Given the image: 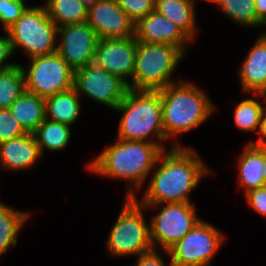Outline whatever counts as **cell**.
<instances>
[{
    "instance_id": "cell-14",
    "label": "cell",
    "mask_w": 266,
    "mask_h": 266,
    "mask_svg": "<svg viewBox=\"0 0 266 266\" xmlns=\"http://www.w3.org/2000/svg\"><path fill=\"white\" fill-rule=\"evenodd\" d=\"M86 22L98 39L135 36V23L118 6L116 0H98L88 9Z\"/></svg>"
},
{
    "instance_id": "cell-23",
    "label": "cell",
    "mask_w": 266,
    "mask_h": 266,
    "mask_svg": "<svg viewBox=\"0 0 266 266\" xmlns=\"http://www.w3.org/2000/svg\"><path fill=\"white\" fill-rule=\"evenodd\" d=\"M71 126L64 123L45 119L33 133L40 152L43 156L45 150L55 152L63 150L69 145L71 139Z\"/></svg>"
},
{
    "instance_id": "cell-1",
    "label": "cell",
    "mask_w": 266,
    "mask_h": 266,
    "mask_svg": "<svg viewBox=\"0 0 266 266\" xmlns=\"http://www.w3.org/2000/svg\"><path fill=\"white\" fill-rule=\"evenodd\" d=\"M169 145L160 155L146 186L143 198L134 199L140 205H154L174 202H191L190 192L209 176L212 170L201 159L198 151L178 142ZM160 165V166H159Z\"/></svg>"
},
{
    "instance_id": "cell-21",
    "label": "cell",
    "mask_w": 266,
    "mask_h": 266,
    "mask_svg": "<svg viewBox=\"0 0 266 266\" xmlns=\"http://www.w3.org/2000/svg\"><path fill=\"white\" fill-rule=\"evenodd\" d=\"M195 0H155V10L180 27L192 40L199 29L196 25Z\"/></svg>"
},
{
    "instance_id": "cell-26",
    "label": "cell",
    "mask_w": 266,
    "mask_h": 266,
    "mask_svg": "<svg viewBox=\"0 0 266 266\" xmlns=\"http://www.w3.org/2000/svg\"><path fill=\"white\" fill-rule=\"evenodd\" d=\"M235 24L243 27H264L255 12L254 0H214L212 2Z\"/></svg>"
},
{
    "instance_id": "cell-37",
    "label": "cell",
    "mask_w": 266,
    "mask_h": 266,
    "mask_svg": "<svg viewBox=\"0 0 266 266\" xmlns=\"http://www.w3.org/2000/svg\"><path fill=\"white\" fill-rule=\"evenodd\" d=\"M12 2H17V3H20V4H23L26 8H31V7H34V6H28L26 5V0H10Z\"/></svg>"
},
{
    "instance_id": "cell-4",
    "label": "cell",
    "mask_w": 266,
    "mask_h": 266,
    "mask_svg": "<svg viewBox=\"0 0 266 266\" xmlns=\"http://www.w3.org/2000/svg\"><path fill=\"white\" fill-rule=\"evenodd\" d=\"M114 111L122 114L116 138L148 141L167 149L165 144L161 143L166 138L159 91L129 89Z\"/></svg>"
},
{
    "instance_id": "cell-39",
    "label": "cell",
    "mask_w": 266,
    "mask_h": 266,
    "mask_svg": "<svg viewBox=\"0 0 266 266\" xmlns=\"http://www.w3.org/2000/svg\"><path fill=\"white\" fill-rule=\"evenodd\" d=\"M206 1L212 3L214 0H206Z\"/></svg>"
},
{
    "instance_id": "cell-30",
    "label": "cell",
    "mask_w": 266,
    "mask_h": 266,
    "mask_svg": "<svg viewBox=\"0 0 266 266\" xmlns=\"http://www.w3.org/2000/svg\"><path fill=\"white\" fill-rule=\"evenodd\" d=\"M26 9L23 4L10 0H0V24L3 31L12 26Z\"/></svg>"
},
{
    "instance_id": "cell-9",
    "label": "cell",
    "mask_w": 266,
    "mask_h": 266,
    "mask_svg": "<svg viewBox=\"0 0 266 266\" xmlns=\"http://www.w3.org/2000/svg\"><path fill=\"white\" fill-rule=\"evenodd\" d=\"M223 232L205 220L196 226L168 250H164L173 266H212L215 254L222 247Z\"/></svg>"
},
{
    "instance_id": "cell-16",
    "label": "cell",
    "mask_w": 266,
    "mask_h": 266,
    "mask_svg": "<svg viewBox=\"0 0 266 266\" xmlns=\"http://www.w3.org/2000/svg\"><path fill=\"white\" fill-rule=\"evenodd\" d=\"M238 71L241 89L245 95L266 92V32L257 37Z\"/></svg>"
},
{
    "instance_id": "cell-27",
    "label": "cell",
    "mask_w": 266,
    "mask_h": 266,
    "mask_svg": "<svg viewBox=\"0 0 266 266\" xmlns=\"http://www.w3.org/2000/svg\"><path fill=\"white\" fill-rule=\"evenodd\" d=\"M24 91L25 81L20 64L0 71V109L9 108Z\"/></svg>"
},
{
    "instance_id": "cell-12",
    "label": "cell",
    "mask_w": 266,
    "mask_h": 266,
    "mask_svg": "<svg viewBox=\"0 0 266 266\" xmlns=\"http://www.w3.org/2000/svg\"><path fill=\"white\" fill-rule=\"evenodd\" d=\"M57 53L76 71L94 63L98 37L85 21L64 25L58 28Z\"/></svg>"
},
{
    "instance_id": "cell-3",
    "label": "cell",
    "mask_w": 266,
    "mask_h": 266,
    "mask_svg": "<svg viewBox=\"0 0 266 266\" xmlns=\"http://www.w3.org/2000/svg\"><path fill=\"white\" fill-rule=\"evenodd\" d=\"M158 91L162 101V124L166 141L196 129L216 109L206 92L188 80L169 84Z\"/></svg>"
},
{
    "instance_id": "cell-20",
    "label": "cell",
    "mask_w": 266,
    "mask_h": 266,
    "mask_svg": "<svg viewBox=\"0 0 266 266\" xmlns=\"http://www.w3.org/2000/svg\"><path fill=\"white\" fill-rule=\"evenodd\" d=\"M80 98L74 87L45 98L46 119L74 125L81 113Z\"/></svg>"
},
{
    "instance_id": "cell-13",
    "label": "cell",
    "mask_w": 266,
    "mask_h": 266,
    "mask_svg": "<svg viewBox=\"0 0 266 266\" xmlns=\"http://www.w3.org/2000/svg\"><path fill=\"white\" fill-rule=\"evenodd\" d=\"M136 51L135 37L101 38L96 44L94 63L129 84L135 70Z\"/></svg>"
},
{
    "instance_id": "cell-34",
    "label": "cell",
    "mask_w": 266,
    "mask_h": 266,
    "mask_svg": "<svg viewBox=\"0 0 266 266\" xmlns=\"http://www.w3.org/2000/svg\"><path fill=\"white\" fill-rule=\"evenodd\" d=\"M257 141H253V139L249 142H252L255 145L266 147V107L263 110L262 118H261V126L258 133Z\"/></svg>"
},
{
    "instance_id": "cell-18",
    "label": "cell",
    "mask_w": 266,
    "mask_h": 266,
    "mask_svg": "<svg viewBox=\"0 0 266 266\" xmlns=\"http://www.w3.org/2000/svg\"><path fill=\"white\" fill-rule=\"evenodd\" d=\"M237 164L238 185L244 194L266 186L263 169L266 168V147L248 142L240 154Z\"/></svg>"
},
{
    "instance_id": "cell-31",
    "label": "cell",
    "mask_w": 266,
    "mask_h": 266,
    "mask_svg": "<svg viewBox=\"0 0 266 266\" xmlns=\"http://www.w3.org/2000/svg\"><path fill=\"white\" fill-rule=\"evenodd\" d=\"M245 197L250 208L266 217V186L248 191Z\"/></svg>"
},
{
    "instance_id": "cell-29",
    "label": "cell",
    "mask_w": 266,
    "mask_h": 266,
    "mask_svg": "<svg viewBox=\"0 0 266 266\" xmlns=\"http://www.w3.org/2000/svg\"><path fill=\"white\" fill-rule=\"evenodd\" d=\"M17 119L8 108L0 109V143L25 135Z\"/></svg>"
},
{
    "instance_id": "cell-32",
    "label": "cell",
    "mask_w": 266,
    "mask_h": 266,
    "mask_svg": "<svg viewBox=\"0 0 266 266\" xmlns=\"http://www.w3.org/2000/svg\"><path fill=\"white\" fill-rule=\"evenodd\" d=\"M6 36H0V71L12 68L17 65L16 63L9 62L12 54H15L12 50V45L9 36L6 31H4ZM8 61V62H7Z\"/></svg>"
},
{
    "instance_id": "cell-22",
    "label": "cell",
    "mask_w": 266,
    "mask_h": 266,
    "mask_svg": "<svg viewBox=\"0 0 266 266\" xmlns=\"http://www.w3.org/2000/svg\"><path fill=\"white\" fill-rule=\"evenodd\" d=\"M30 216L28 211L16 210L0 200V257L6 254L8 248H15L18 233Z\"/></svg>"
},
{
    "instance_id": "cell-28",
    "label": "cell",
    "mask_w": 266,
    "mask_h": 266,
    "mask_svg": "<svg viewBox=\"0 0 266 266\" xmlns=\"http://www.w3.org/2000/svg\"><path fill=\"white\" fill-rule=\"evenodd\" d=\"M116 3L135 24L155 10V0H116Z\"/></svg>"
},
{
    "instance_id": "cell-38",
    "label": "cell",
    "mask_w": 266,
    "mask_h": 266,
    "mask_svg": "<svg viewBox=\"0 0 266 266\" xmlns=\"http://www.w3.org/2000/svg\"><path fill=\"white\" fill-rule=\"evenodd\" d=\"M264 177L266 178V168L263 169Z\"/></svg>"
},
{
    "instance_id": "cell-19",
    "label": "cell",
    "mask_w": 266,
    "mask_h": 266,
    "mask_svg": "<svg viewBox=\"0 0 266 266\" xmlns=\"http://www.w3.org/2000/svg\"><path fill=\"white\" fill-rule=\"evenodd\" d=\"M26 133H34L46 119L45 98L24 91L8 108Z\"/></svg>"
},
{
    "instance_id": "cell-15",
    "label": "cell",
    "mask_w": 266,
    "mask_h": 266,
    "mask_svg": "<svg viewBox=\"0 0 266 266\" xmlns=\"http://www.w3.org/2000/svg\"><path fill=\"white\" fill-rule=\"evenodd\" d=\"M135 39L142 43H163L178 47L184 54L193 40L167 17L156 10L135 24Z\"/></svg>"
},
{
    "instance_id": "cell-36",
    "label": "cell",
    "mask_w": 266,
    "mask_h": 266,
    "mask_svg": "<svg viewBox=\"0 0 266 266\" xmlns=\"http://www.w3.org/2000/svg\"><path fill=\"white\" fill-rule=\"evenodd\" d=\"M84 6L89 9L91 8L98 0H80Z\"/></svg>"
},
{
    "instance_id": "cell-8",
    "label": "cell",
    "mask_w": 266,
    "mask_h": 266,
    "mask_svg": "<svg viewBox=\"0 0 266 266\" xmlns=\"http://www.w3.org/2000/svg\"><path fill=\"white\" fill-rule=\"evenodd\" d=\"M146 210L162 206L158 213L150 218V239L154 249L168 250L201 220L196 215L193 202H174L154 205H142Z\"/></svg>"
},
{
    "instance_id": "cell-5",
    "label": "cell",
    "mask_w": 266,
    "mask_h": 266,
    "mask_svg": "<svg viewBox=\"0 0 266 266\" xmlns=\"http://www.w3.org/2000/svg\"><path fill=\"white\" fill-rule=\"evenodd\" d=\"M184 56L174 45L137 41L135 70L129 89L158 91L178 82L172 81V74Z\"/></svg>"
},
{
    "instance_id": "cell-25",
    "label": "cell",
    "mask_w": 266,
    "mask_h": 266,
    "mask_svg": "<svg viewBox=\"0 0 266 266\" xmlns=\"http://www.w3.org/2000/svg\"><path fill=\"white\" fill-rule=\"evenodd\" d=\"M255 97H260L264 101L265 105H262L254 98H245L237 104L234 109V126L242 132H254L259 133L261 126V118L264 108L266 107V99L264 94H252Z\"/></svg>"
},
{
    "instance_id": "cell-2",
    "label": "cell",
    "mask_w": 266,
    "mask_h": 266,
    "mask_svg": "<svg viewBox=\"0 0 266 266\" xmlns=\"http://www.w3.org/2000/svg\"><path fill=\"white\" fill-rule=\"evenodd\" d=\"M165 149L148 141H127L115 139L94 159L87 163L86 169L95 174L127 181L125 198H134L142 189L153 171L160 155Z\"/></svg>"
},
{
    "instance_id": "cell-35",
    "label": "cell",
    "mask_w": 266,
    "mask_h": 266,
    "mask_svg": "<svg viewBox=\"0 0 266 266\" xmlns=\"http://www.w3.org/2000/svg\"><path fill=\"white\" fill-rule=\"evenodd\" d=\"M257 20L266 27V0H254Z\"/></svg>"
},
{
    "instance_id": "cell-17",
    "label": "cell",
    "mask_w": 266,
    "mask_h": 266,
    "mask_svg": "<svg viewBox=\"0 0 266 266\" xmlns=\"http://www.w3.org/2000/svg\"><path fill=\"white\" fill-rule=\"evenodd\" d=\"M42 154L34 134L26 133L0 143L1 170L21 171L29 170L38 163Z\"/></svg>"
},
{
    "instance_id": "cell-10",
    "label": "cell",
    "mask_w": 266,
    "mask_h": 266,
    "mask_svg": "<svg viewBox=\"0 0 266 266\" xmlns=\"http://www.w3.org/2000/svg\"><path fill=\"white\" fill-rule=\"evenodd\" d=\"M29 61L26 69L20 65L26 91L47 98L74 87V71L57 52Z\"/></svg>"
},
{
    "instance_id": "cell-7",
    "label": "cell",
    "mask_w": 266,
    "mask_h": 266,
    "mask_svg": "<svg viewBox=\"0 0 266 266\" xmlns=\"http://www.w3.org/2000/svg\"><path fill=\"white\" fill-rule=\"evenodd\" d=\"M57 31L44 5L27 8L6 30L13 52L19 47L29 59L56 52Z\"/></svg>"
},
{
    "instance_id": "cell-33",
    "label": "cell",
    "mask_w": 266,
    "mask_h": 266,
    "mask_svg": "<svg viewBox=\"0 0 266 266\" xmlns=\"http://www.w3.org/2000/svg\"><path fill=\"white\" fill-rule=\"evenodd\" d=\"M159 253L157 249H153L137 256V263L134 266H167L165 259ZM168 265L173 266L171 260Z\"/></svg>"
},
{
    "instance_id": "cell-6",
    "label": "cell",
    "mask_w": 266,
    "mask_h": 266,
    "mask_svg": "<svg viewBox=\"0 0 266 266\" xmlns=\"http://www.w3.org/2000/svg\"><path fill=\"white\" fill-rule=\"evenodd\" d=\"M145 211V207L134 198H124L121 212L106 240L111 255L119 258L132 255L137 257L154 249Z\"/></svg>"
},
{
    "instance_id": "cell-24",
    "label": "cell",
    "mask_w": 266,
    "mask_h": 266,
    "mask_svg": "<svg viewBox=\"0 0 266 266\" xmlns=\"http://www.w3.org/2000/svg\"><path fill=\"white\" fill-rule=\"evenodd\" d=\"M44 6L58 28L87 20L88 9L80 0H46Z\"/></svg>"
},
{
    "instance_id": "cell-11",
    "label": "cell",
    "mask_w": 266,
    "mask_h": 266,
    "mask_svg": "<svg viewBox=\"0 0 266 266\" xmlns=\"http://www.w3.org/2000/svg\"><path fill=\"white\" fill-rule=\"evenodd\" d=\"M74 88L78 95L114 110L129 90L120 77L98 67L95 63L74 71Z\"/></svg>"
}]
</instances>
